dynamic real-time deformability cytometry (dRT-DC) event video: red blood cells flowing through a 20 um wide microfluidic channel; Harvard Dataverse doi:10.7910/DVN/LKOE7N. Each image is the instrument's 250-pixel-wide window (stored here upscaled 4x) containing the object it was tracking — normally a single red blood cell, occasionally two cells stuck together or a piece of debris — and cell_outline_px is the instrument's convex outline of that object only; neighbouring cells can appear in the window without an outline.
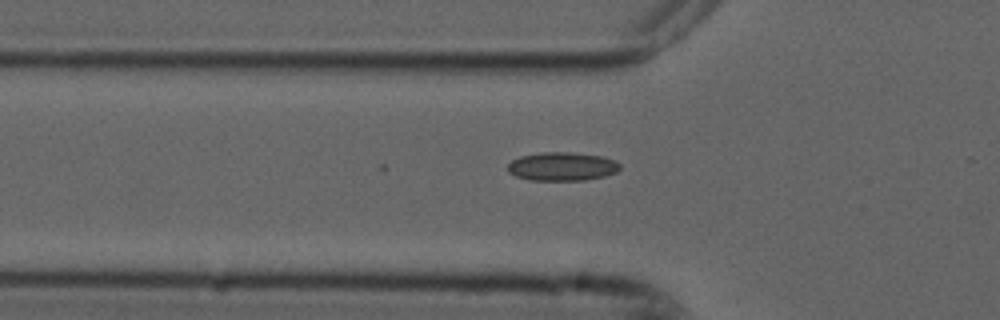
{"species": "common noctule bat (a hibernating species)", "species_latin": "Nyctalus noctula", "temperature_condition": "cold", "stored_images_in_passage": 2, "camera_frame_rate_fps": 3000, "um_per_image_px": 0.085, "animal": {"sex": "male", "forearm_length_mm": 52.5}, "frame": {"image": 1, "passage_image": 2, "time_ms": 0.333, "image_size_px": [1000, 320], "cell_outline_px": [[620, 168], [616, 172], [604, 176], [584, 180], [528, 180], [516, 176], [508, 172], [508, 164], [512, 160], [520, 156], [540, 152], [572, 152], [604, 156], [616, 160], [620, 164]], "centroid_in_image_um": [47.79, 14.14], "position_along_channel_um": 78.0, "area_um2": 18.84}}